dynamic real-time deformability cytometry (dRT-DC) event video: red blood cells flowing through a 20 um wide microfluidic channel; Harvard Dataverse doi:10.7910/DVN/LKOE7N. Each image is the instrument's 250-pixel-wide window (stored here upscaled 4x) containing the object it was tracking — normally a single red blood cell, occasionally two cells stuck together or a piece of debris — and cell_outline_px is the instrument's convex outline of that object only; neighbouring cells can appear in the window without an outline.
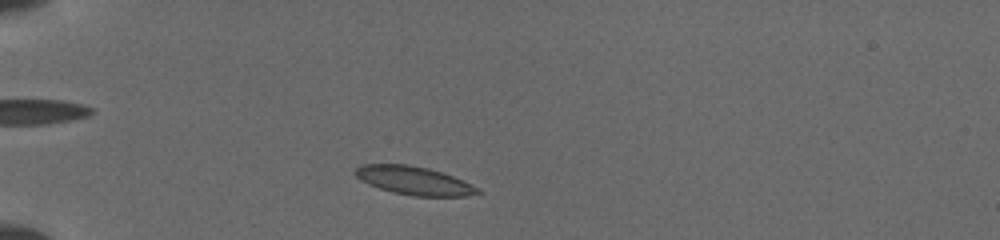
{"species": "common noctule bat (a hibernating species)", "species_latin": "Nyctalus noctula", "temperature_condition": "cold", "stored_images_in_passage": 42, "camera_frame_rate_fps": 3000, "um_per_image_px": 0.085, "animal": {"sex": "female", "body_mass_g": 19.5, "forearm_length_mm": 54.1}, "frame": {"image": 1, "passage_image": 10, "time_ms": 1.333, "image_size_px": [1000, 240], "cell_outline_px": [[484, 192], [468, 196], [412, 196], [392, 192], [368, 184], [360, 180], [352, 172], [356, 168], [364, 164], [408, 164], [428, 168], [452, 176], [472, 184], [480, 188]], "centroid_in_image_um": [35.2, 15.36], "position_along_channel_um": 49.8, "area_um2": 20.35}}
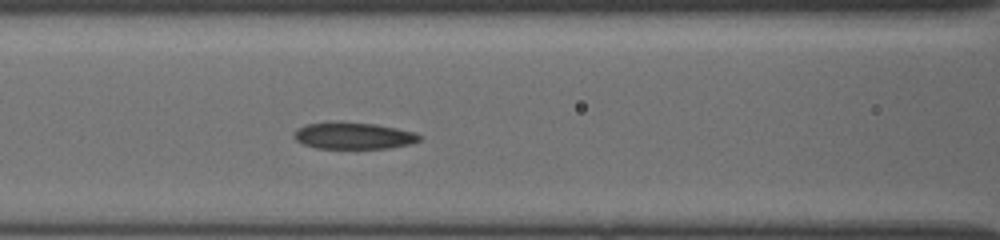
{"frame": {"image": 2, "passage_image": 31, "time_ms": 4.333, "image_size_px": [1000, 240], "cell_outline_px": [[424, 136], [420, 140], [412, 144], [388, 148], [316, 148], [304, 144], [296, 140], [292, 136], [296, 128], [308, 124], [376, 124], [416, 132]], "centroid_in_image_um": [30.12, 11.57], "position_along_channel_um": 136.5, "area_um2": 18.96}}
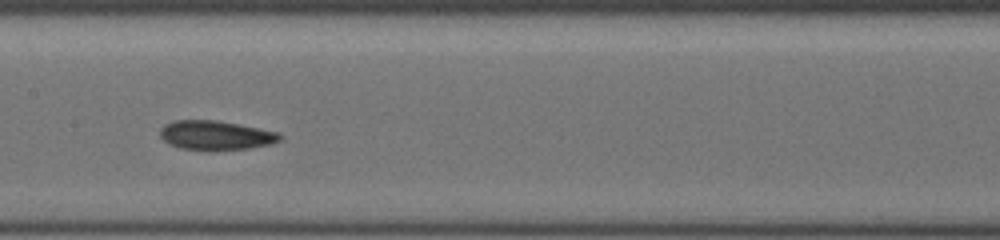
{"frame": {"image": 3, "passage_image": 41, "time_ms": 5.667, "image_size_px": [1000, 240], "cell_outline_px": [[284, 136], [280, 140], [272, 144], [248, 148], [216, 152], [180, 148], [168, 144], [160, 136], [160, 128], [164, 124], [176, 120], [216, 120], [280, 132]], "centroid_in_image_um": [18.35, 11.52], "position_along_channel_um": 189.1, "area_um2": 20.92}}